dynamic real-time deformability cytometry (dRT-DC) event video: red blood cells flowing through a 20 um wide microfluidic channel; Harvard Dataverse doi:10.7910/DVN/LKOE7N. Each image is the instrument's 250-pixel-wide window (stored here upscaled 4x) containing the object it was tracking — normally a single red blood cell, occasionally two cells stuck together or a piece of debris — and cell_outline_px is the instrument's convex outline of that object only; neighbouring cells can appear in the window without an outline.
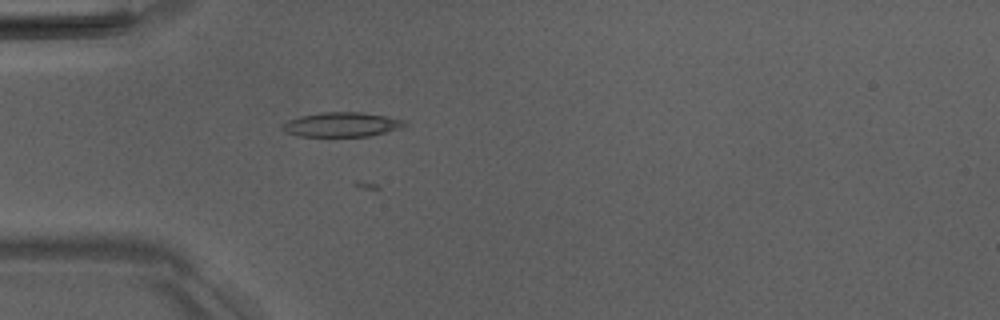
{"species": "Egyptian fruit bat (a non-hibernating species)", "species_latin": "Rousettus aegyptiacus", "temperature_condition": "room temperature", "stored_images_in_passage": 31, "camera_frame_rate_fps": 3000, "um_per_image_px": 0.085, "animal": {"sex": "male"}, "frame": {"image": 1, "passage_image": 16, "time_ms": 5.0, "image_size_px": [1000, 320], "cell_outline_px": [[408, 124], [400, 128], [368, 136], [300, 136], [284, 132], [280, 128], [288, 120], [300, 116], [320, 112], [360, 112], [408, 120]], "centroid_in_image_um": [29.04, 10.58], "position_along_channel_um": 56.0, "area_um2": 17.4}}